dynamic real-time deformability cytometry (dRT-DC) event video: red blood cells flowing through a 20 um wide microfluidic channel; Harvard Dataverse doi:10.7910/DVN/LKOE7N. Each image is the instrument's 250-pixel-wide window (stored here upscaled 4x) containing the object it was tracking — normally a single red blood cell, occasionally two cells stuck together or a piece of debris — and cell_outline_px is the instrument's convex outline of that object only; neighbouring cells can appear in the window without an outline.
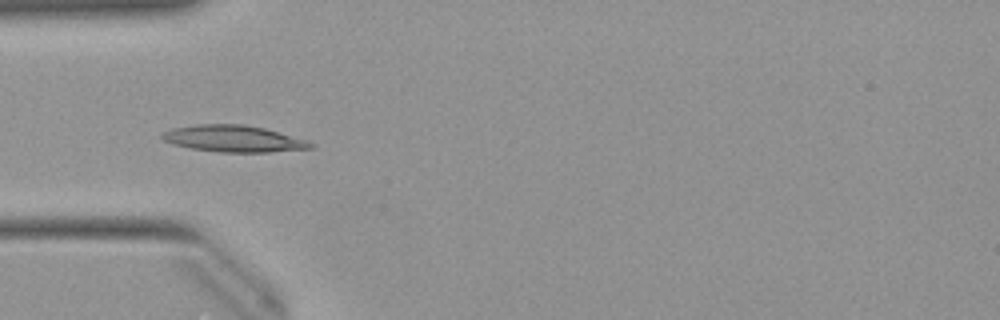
{"species": "Egyptian fruit bat (a non-hibernating species)", "species_latin": "Rousettus aegyptiacus", "temperature_condition": "warm", "stored_images_in_passage": 39, "camera_frame_rate_fps": 3000, "um_per_image_px": 0.085, "animal": {"sex": "female"}, "frame": {"image": 1, "passage_image": 4, "time_ms": 1.0, "image_size_px": [1000, 320], "cell_outline_px": [[316, 148], [268, 152], [220, 152], [192, 148], [172, 144], [164, 140], [160, 136], [164, 132], [172, 128], [196, 124], [244, 124], [264, 128], [308, 140], [316, 144]], "centroid_in_image_um": [19.9, 11.78], "position_along_channel_um": 65.1, "area_um2": 23.12}}
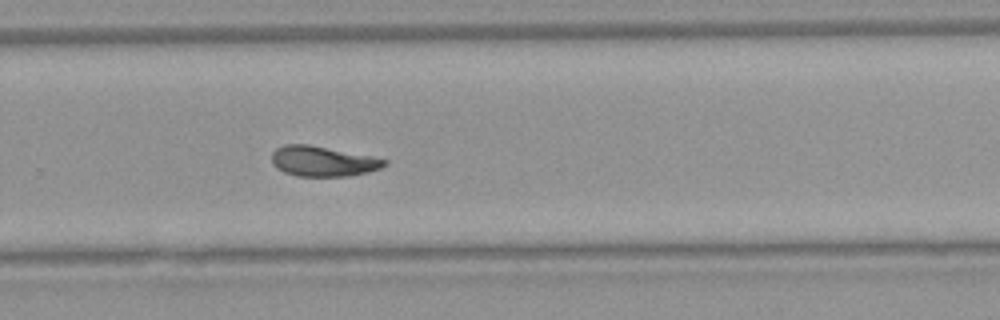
{"frame": {"image": 2, "passage_image": 22, "time_ms": 7.0, "image_size_px": [1000, 320], "cell_outline_px": [[388, 164], [380, 168], [368, 172], [348, 176], [296, 176], [284, 172], [276, 168], [272, 164], [272, 152], [276, 148], [284, 144], [308, 144], [372, 156], [388, 160]], "centroid_in_image_um": [27.43, 13.7], "position_along_channel_um": 302.4, "area_um2": 19.94}}
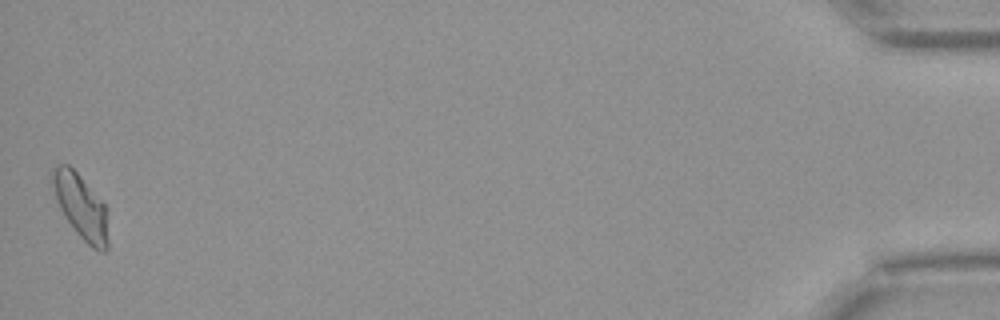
{"frame": {"image": 3, "passage_image": 39, "time_ms": 12.667, "image_size_px": [1000, 320], "cell_outline_px": [[108, 248], [104, 252], [100, 252], [92, 248], [76, 232], [60, 208], [56, 200], [52, 184], [52, 168], [56, 164], [68, 164], [76, 172], [104, 204], [108, 240]], "centroid_in_image_um": [6.85, 17.56], "position_along_channel_um": 428.3, "area_um2": 20.4}, "authors_computed_cell_mechanics": {"area_um2": 20.2878, "velocity_mm_per_s": 3.9714, "shape_relaxation_time_tau1_ms": 6.6504, "shape_relaxation_time_tau2_ms": 3.2855, "deformation_change_tau1": 0.2011, "deformation_change_tau2": 0.0938}}